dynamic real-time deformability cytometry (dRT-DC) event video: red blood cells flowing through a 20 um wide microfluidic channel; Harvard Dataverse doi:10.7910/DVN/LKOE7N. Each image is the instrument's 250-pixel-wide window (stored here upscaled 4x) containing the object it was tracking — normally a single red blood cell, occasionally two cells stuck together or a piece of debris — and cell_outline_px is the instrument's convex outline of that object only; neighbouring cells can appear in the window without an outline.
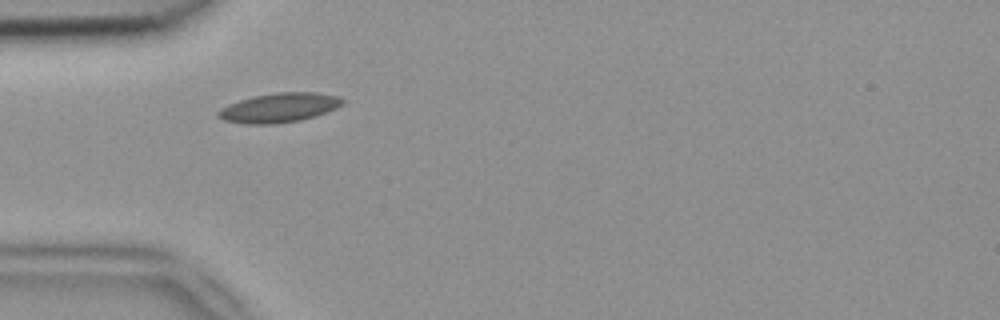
{"species": "common noctule bat (a hibernating species)", "species_latin": "Nyctalus noctula", "temperature_condition": "room temperature", "stored_images_in_passage": 30, "camera_frame_rate_fps": 3000, "um_per_image_px": 0.085, "animal": {"sex": "female", "body_mass_g": 18.4}, "frame": {"image": 1, "passage_image": 1, "time_ms": 0.0, "image_size_px": [1000, 320], "cell_outline_px": [[344, 104], [336, 108], [300, 120], [272, 124], [244, 124], [224, 120], [216, 116], [216, 112], [220, 108], [228, 104], [252, 96], [276, 92], [316, 92], [340, 96], [344, 100]], "centroid_in_image_um": [23.7, 9.14], "position_along_channel_um": 61.3, "area_um2": 21.33}}
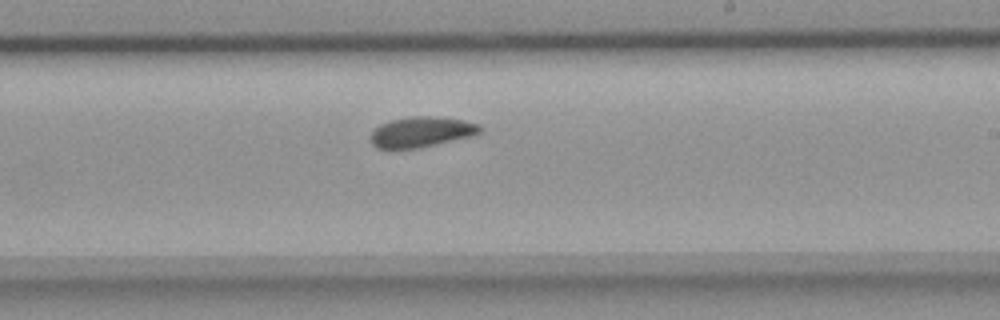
{"frame": {"image": 2, "passage_image": 16, "time_ms": 5.0, "image_size_px": [1000, 320], "cell_outline_px": [[484, 132], [476, 136], [416, 148], [376, 148], [372, 144], [372, 132], [380, 124], [388, 120], [408, 116], [444, 116], [464, 120], [480, 124], [484, 128]], "centroid_in_image_um": [35.93, 11.19], "position_along_channel_um": 253.1, "area_um2": 19.83}}
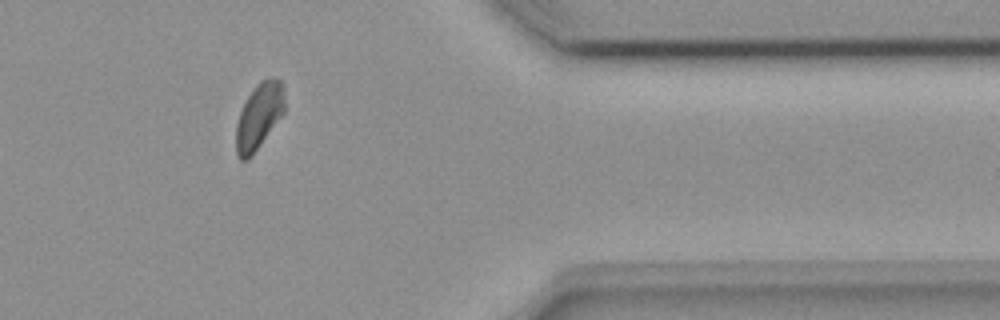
{"frame": {"image": 3, "passage_image": 28, "time_ms": 9.0, "image_size_px": [1000, 320], "cell_outline_px": [[284, 112], [248, 160], [240, 160], [236, 152], [236, 124], [240, 112], [248, 96], [260, 80], [276, 76], [280, 80], [284, 88]], "centroid_in_image_um": [22.01, 9.85], "position_along_channel_um": 389.4, "area_um2": 18.38}, "authors_computed_cell_mechanics": {"area_um2": 19.3052, "velocity_mm_per_s": 3.8978, "shape_relaxation_time_tau1_ms": 6.1267, "shape_relaxation_time_tau2_ms": 4.8592, "deformation_change_tau1": 0.0922, "deformation_change_tau2": 0.0892}}